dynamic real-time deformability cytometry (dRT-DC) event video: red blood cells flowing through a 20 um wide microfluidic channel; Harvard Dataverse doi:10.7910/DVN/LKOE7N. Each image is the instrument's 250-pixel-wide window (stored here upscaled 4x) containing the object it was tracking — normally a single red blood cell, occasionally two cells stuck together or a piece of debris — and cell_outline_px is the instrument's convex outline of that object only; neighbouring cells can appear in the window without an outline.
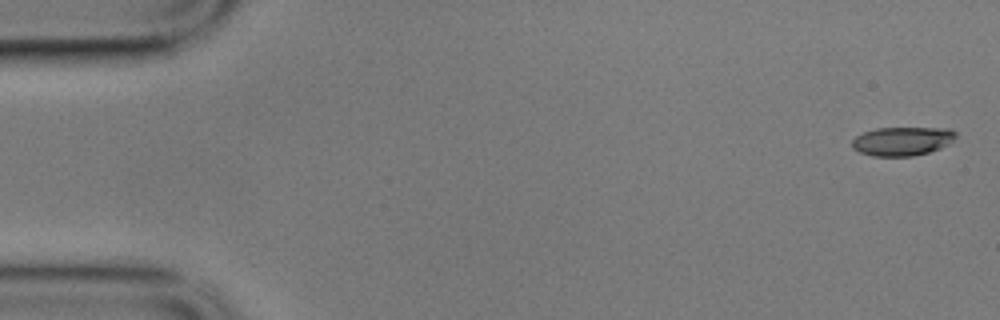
{"species": "common noctule bat (a hibernating species)", "species_latin": "Nyctalus noctula", "temperature_condition": "cold", "stored_images_in_passage": 5, "camera_frame_rate_fps": 3000, "um_per_image_px": 0.085, "animal": {"sex": "male", "body_mass_g": 17.9}, "frame": {"image": 1, "passage_image": 1, "time_ms": 0.0, "image_size_px": [1000, 320], "cell_outline_px": [[956, 136], [948, 144], [940, 148], [928, 152], [912, 156], [872, 156], [860, 152], [852, 148], [852, 140], [856, 136], [864, 132], [876, 128], [952, 128], [956, 132]], "centroid_in_image_um": [76.69, 11.99], "position_along_channel_um": 8.3, "area_um2": 17.4}}
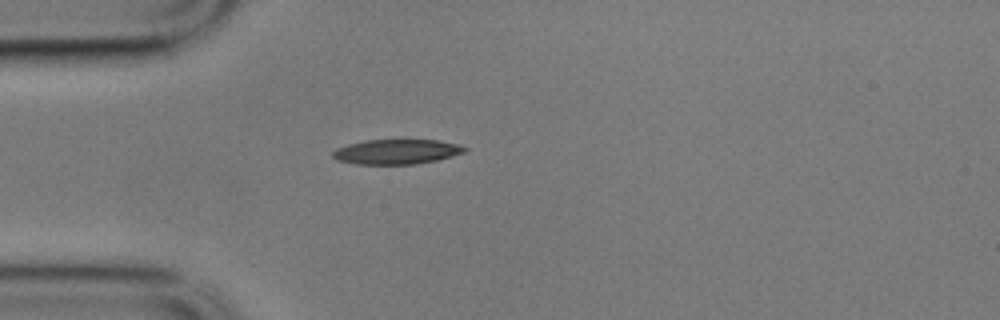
{"frame": {"image": 2, "passage_image": 5, "time_ms": 1.333, "image_size_px": [1000, 320], "cell_outline_px": [[468, 148], [464, 152], [452, 156], [436, 160], [416, 164], [356, 164], [336, 160], [332, 156], [332, 152], [336, 148], [348, 144], [368, 140], [404, 136], [436, 140], [460, 144]], "centroid_in_image_um": [33.73, 12.84], "position_along_channel_um": 51.3, "area_um2": 20.06}}